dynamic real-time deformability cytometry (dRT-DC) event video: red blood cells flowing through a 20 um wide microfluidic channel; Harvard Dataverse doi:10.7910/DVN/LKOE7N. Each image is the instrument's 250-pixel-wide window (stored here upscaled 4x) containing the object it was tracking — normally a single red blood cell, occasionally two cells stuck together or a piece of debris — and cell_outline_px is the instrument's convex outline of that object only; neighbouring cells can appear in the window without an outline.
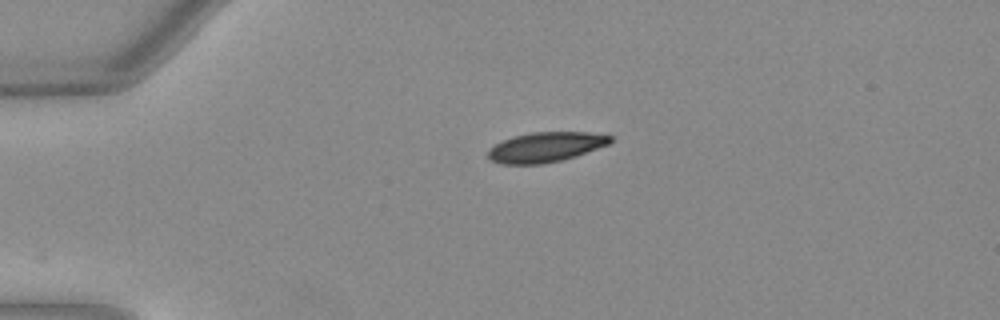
{"species": "Egyptian fruit bat (a non-hibernating species)", "species_latin": "Rousettus aegyptiacus", "temperature_condition": "warm", "stored_images_in_passage": 8, "camera_frame_rate_fps": 3000, "um_per_image_px": 0.085, "animal": {"sex": "female"}, "frame": {"image": 1, "passage_image": 1, "time_ms": 0.0, "image_size_px": [1000, 320], "cell_outline_px": [[616, 140], [608, 144], [576, 156], [560, 160], [540, 164], [500, 164], [488, 160], [488, 148], [512, 136], [532, 132], [588, 132], [612, 136]], "centroid_in_image_um": [46.36, 12.5], "position_along_channel_um": 38.6, "area_um2": 21.39}}
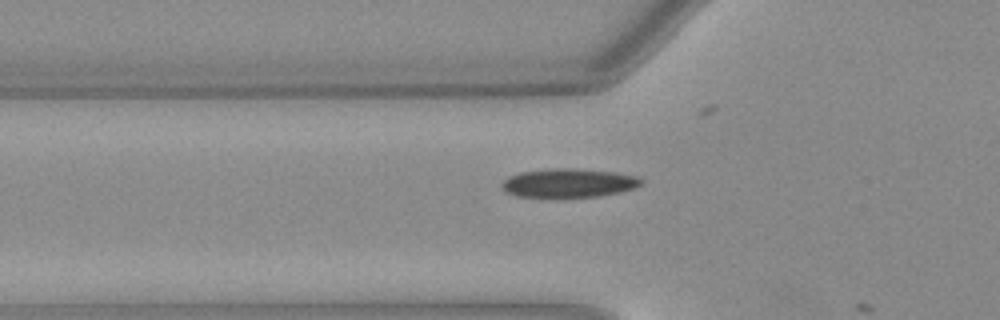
{"frame": {"image": 2, "passage_image": 7, "time_ms": 2.0, "image_size_px": [1000, 320], "cell_outline_px": [[644, 180], [636, 188], [620, 192], [600, 196], [516, 196], [500, 188], [500, 184], [508, 176], [520, 172], [548, 168], [572, 168], [616, 172], [640, 176]], "centroid_in_image_um": [48.36, 15.53], "position_along_channel_um": 77.4, "area_um2": 23.41}}